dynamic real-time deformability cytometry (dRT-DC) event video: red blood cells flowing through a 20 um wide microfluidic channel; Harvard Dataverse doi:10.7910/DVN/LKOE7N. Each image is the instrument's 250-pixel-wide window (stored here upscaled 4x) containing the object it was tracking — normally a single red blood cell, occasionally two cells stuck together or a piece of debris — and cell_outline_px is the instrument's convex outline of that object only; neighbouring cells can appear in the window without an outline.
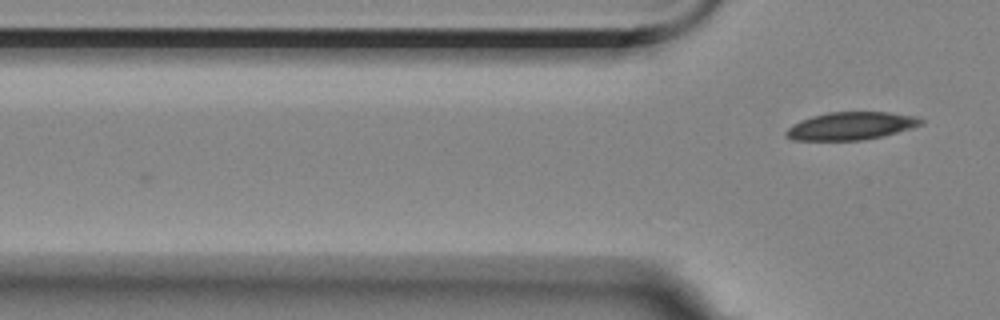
{"species": "Egyptian fruit bat (a non-hibernating species)", "species_latin": "Rousettus aegyptiacus", "temperature_condition": "room temperature", "stored_images_in_passage": 3, "camera_frame_rate_fps": 3000, "um_per_image_px": 0.085, "animal": {"sex": "female"}, "frame": {"image": 1, "passage_image": 3, "time_ms": 2.333, "image_size_px": [1000, 320], "cell_outline_px": [[924, 124], [912, 128], [864, 140], [792, 140], [784, 136], [784, 132], [792, 124], [800, 120], [812, 116], [828, 112], [888, 112], [916, 116], [924, 120]], "centroid_in_image_um": [72.31, 10.7], "position_along_channel_um": 53.5, "area_um2": 21.91}}